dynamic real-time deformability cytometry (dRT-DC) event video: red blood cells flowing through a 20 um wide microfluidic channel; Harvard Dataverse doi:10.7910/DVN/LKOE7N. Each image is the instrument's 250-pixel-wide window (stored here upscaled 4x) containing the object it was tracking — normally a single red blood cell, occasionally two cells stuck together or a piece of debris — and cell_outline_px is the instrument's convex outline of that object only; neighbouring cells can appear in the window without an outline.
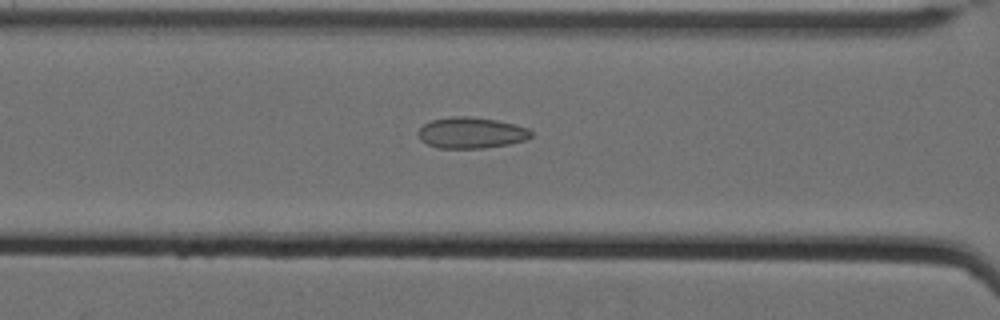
{"species": "Egyptian fruit bat (a non-hibernating species)", "species_latin": "Rousettus aegyptiacus", "temperature_condition": "cold", "stored_images_in_passage": 52, "camera_frame_rate_fps": 3000, "um_per_image_px": 0.085, "animal": {"sex": "female"}, "frame": {"image": 1, "passage_image": 20, "time_ms": 6.333, "image_size_px": [1000, 320], "cell_outline_px": [[532, 136], [524, 140], [508, 144], [484, 148], [436, 148], [420, 140], [416, 132], [424, 124], [432, 120], [452, 116], [468, 116], [496, 120], [528, 128], [532, 132]], "centroid_in_image_um": [40.01, 11.29], "position_along_channel_um": 126.6, "area_um2": 20.4}}
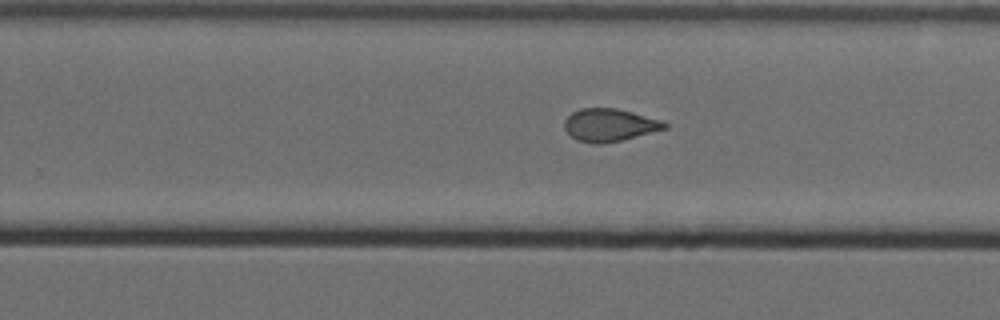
{"frame": {"image": 2, "passage_image": 33, "time_ms": 10.667, "image_size_px": [1000, 320], "cell_outline_px": [[668, 128], [620, 140], [600, 144], [592, 144], [576, 140], [564, 128], [564, 120], [572, 112], [580, 108], [616, 108], [632, 112], [660, 120], [668, 124]], "centroid_in_image_um": [51.77, 10.62], "position_along_channel_um": 278.0, "area_um2": 18.96}}
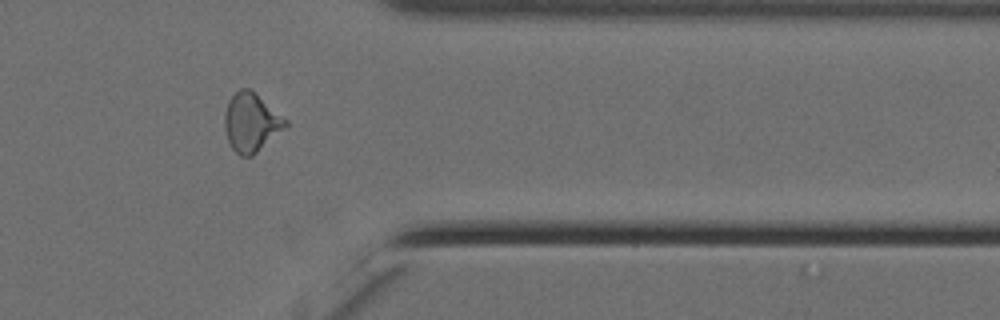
{"frame": {"image": 3, "passage_image": 43, "time_ms": 14.0, "image_size_px": [1000, 320], "cell_outline_px": [[288, 124], [284, 128], [252, 156], [240, 156], [232, 148], [228, 140], [224, 128], [224, 112], [228, 100], [240, 88], [248, 88], [288, 120]], "centroid_in_image_um": [21.32, 10.41], "position_along_channel_um": 390.1, "area_um2": 20.46}, "authors_computed_cell_mechanics": {"area_um2": 20.1722, "velocity_mm_per_s": 3.4909, "shape_relaxation_time_tau1_ms": null, "shape_relaxation_time_tau2_ms": 1.4, "deformation_change_tau1": null, "deformation_change_tau2": 0.0823}}